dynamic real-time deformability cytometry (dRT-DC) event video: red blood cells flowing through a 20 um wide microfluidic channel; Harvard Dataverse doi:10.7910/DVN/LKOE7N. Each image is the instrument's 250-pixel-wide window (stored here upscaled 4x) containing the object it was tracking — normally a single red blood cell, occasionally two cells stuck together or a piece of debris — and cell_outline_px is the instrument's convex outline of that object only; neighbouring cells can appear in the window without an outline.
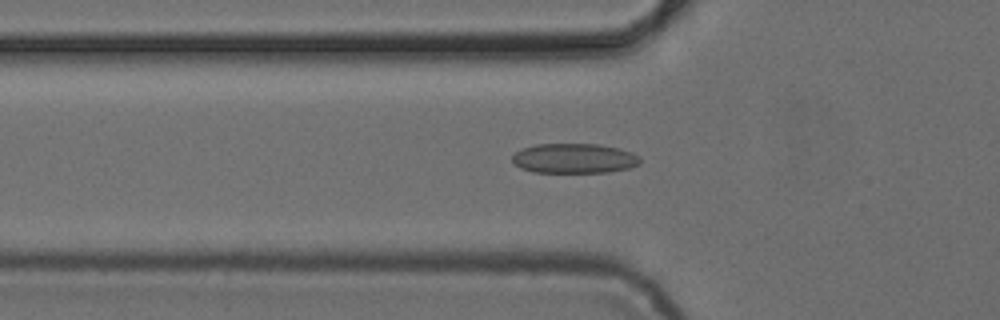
{"species": "common noctule bat (a hibernating species)", "species_latin": "Nyctalus noctula", "temperature_condition": "cold", "stored_images_in_passage": 53, "camera_frame_rate_fps": 3000, "um_per_image_px": 0.085, "animal": {"sex": "female", "body_mass_g": 24.6, "forearm_length_mm": 56.2}, "frame": {"image": 1, "passage_image": 18, "time_ms": 5.667, "image_size_px": [1000, 320], "cell_outline_px": [[640, 164], [628, 168], [608, 172], [532, 172], [520, 168], [512, 160], [512, 156], [516, 152], [524, 148], [536, 144], [600, 144], [620, 148], [632, 152], [640, 156]], "centroid_in_image_um": [48.84, 13.46], "position_along_channel_um": 77.0, "area_um2": 22.25}}
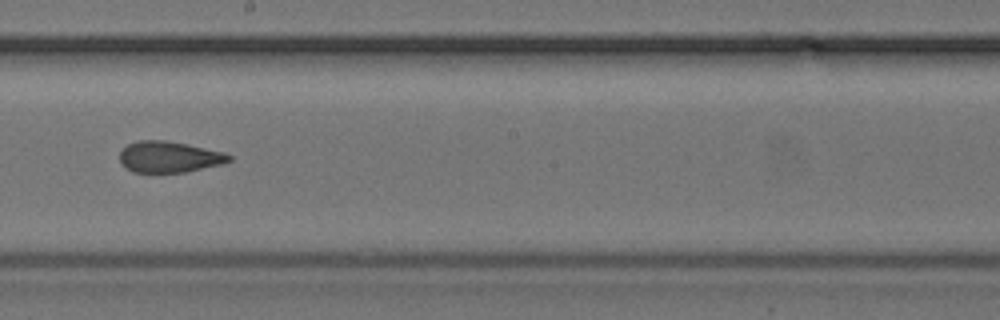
{"frame": {"image": 2, "passage_image": 30, "time_ms": 9.667, "image_size_px": [1000, 320], "cell_outline_px": [[232, 160], [220, 164], [184, 172], [132, 172], [124, 168], [120, 164], [120, 152], [128, 144], [140, 140], [164, 140], [224, 152], [232, 156]], "centroid_in_image_um": [14.33, 13.34], "position_along_channel_um": 233.9, "area_um2": 19.65}}
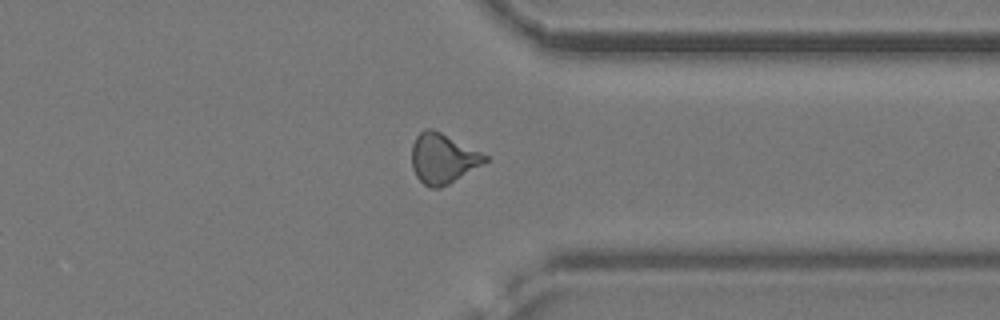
{"frame": {"image": 3, "passage_image": 41, "time_ms": 13.333, "image_size_px": [1000, 320], "cell_outline_px": [[488, 160], [448, 184], [440, 188], [428, 188], [416, 176], [412, 168], [412, 144], [416, 136], [424, 128], [432, 128], [488, 156]], "centroid_in_image_um": [37.59, 13.47], "position_along_channel_um": 373.8, "area_um2": 20.98}, "authors_computed_cell_mechanics": {"area_um2": 20.7502, "velocity_mm_per_s": 3.8861, "shape_relaxation_time_tau1_ms": null, "shape_relaxation_time_tau2_ms": 2.1303, "deformation_change_tau1": null, "deformation_change_tau2": 0.0877}}